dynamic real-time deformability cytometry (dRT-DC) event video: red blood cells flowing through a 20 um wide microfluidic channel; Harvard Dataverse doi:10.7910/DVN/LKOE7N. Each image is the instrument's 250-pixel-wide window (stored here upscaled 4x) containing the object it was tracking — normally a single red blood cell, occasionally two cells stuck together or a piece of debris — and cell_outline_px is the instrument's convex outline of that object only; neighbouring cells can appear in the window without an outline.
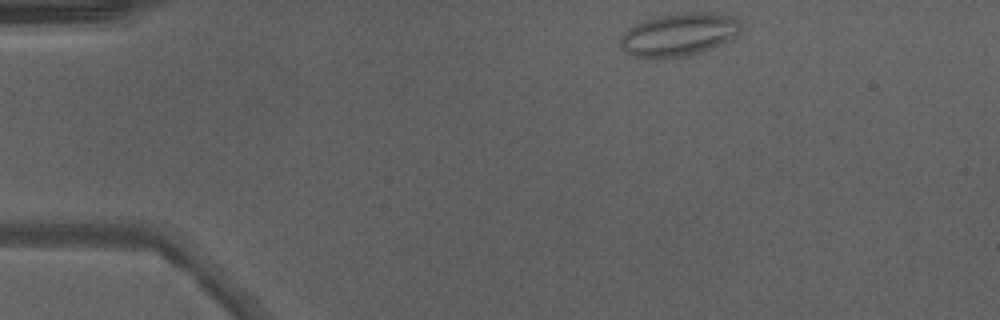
{"species": "Egyptian fruit bat (a non-hibernating species)", "species_latin": "Rousettus aegyptiacus", "temperature_condition": "warm", "stored_images_in_passage": 41, "camera_frame_rate_fps": 3000, "um_per_image_px": 0.085, "animal": {"sex": "male"}, "frame": {"image": 1, "passage_image": 1, "time_ms": 0.0, "image_size_px": [1000, 320], "cell_outline_px": [[740, 28], [736, 36], [732, 40], [712, 48], [700, 52], [684, 56], [632, 56], [620, 48], [620, 36], [628, 28], [636, 24], [660, 16], [684, 12], [704, 12], [736, 16], [740, 20]], "centroid_in_image_um": [57.75, 2.91], "position_along_channel_um": 27.2, "area_um2": 29.77}, "authors_computed_cell_mechanics": {"area_um2": 20.1144, "velocity_mm_per_s": 4.2503, "shape_relaxation_time_tau1_ms": null, "shape_relaxation_time_tau2_ms": 1.3159, "deformation_change_tau1": null, "deformation_change_tau2": 0.0768}}